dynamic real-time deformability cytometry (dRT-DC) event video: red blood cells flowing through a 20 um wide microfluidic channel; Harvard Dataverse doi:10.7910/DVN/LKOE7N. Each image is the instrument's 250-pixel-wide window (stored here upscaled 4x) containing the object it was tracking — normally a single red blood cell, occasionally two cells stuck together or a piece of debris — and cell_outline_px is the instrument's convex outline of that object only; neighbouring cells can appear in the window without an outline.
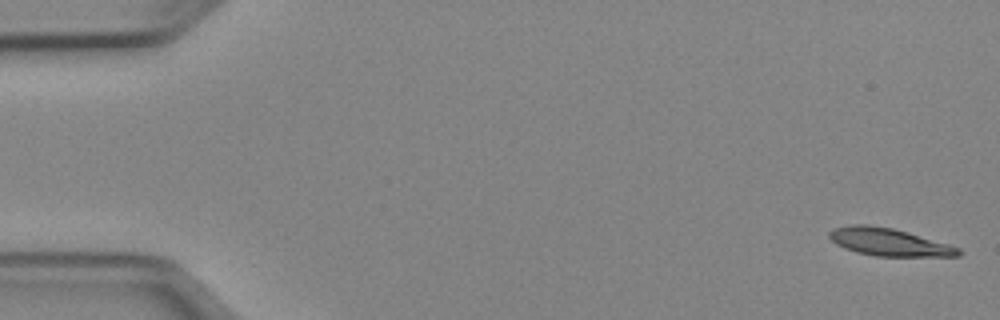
{"species": "Egyptian fruit bat (a non-hibernating species)", "species_latin": "Rousettus aegyptiacus", "temperature_condition": "cold", "stored_images_in_passage": 51, "camera_frame_rate_fps": 3000, "um_per_image_px": 0.085, "animal": {"sex": "female"}, "frame": {"image": 1, "passage_image": 1, "time_ms": 0.0, "image_size_px": [1000, 320], "cell_outline_px": [[960, 256], [876, 256], [856, 252], [844, 248], [836, 244], [828, 236], [828, 232], [832, 228], [852, 224], [868, 224], [892, 228], [908, 232], [948, 244], [960, 248]], "centroid_in_image_um": [75.51, 20.56], "position_along_channel_um": 9.5, "area_um2": 20.75}}
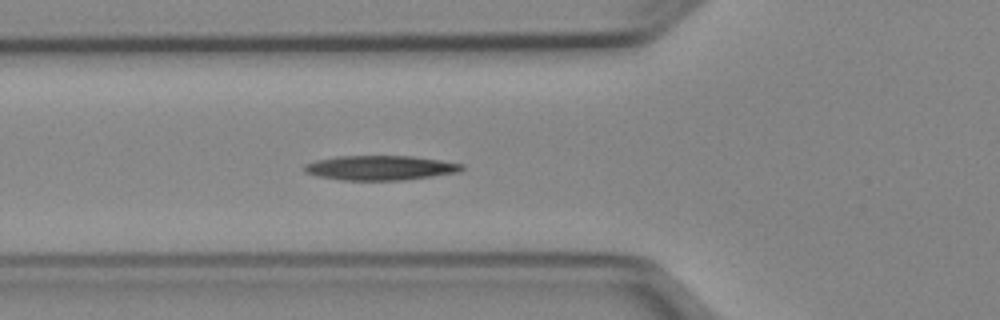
{"frame": {"image": 2, "passage_image": 18, "time_ms": 5.667, "image_size_px": [1000, 320], "cell_outline_px": [[464, 168], [460, 172], [404, 180], [344, 180], [316, 176], [304, 172], [304, 164], [316, 160], [336, 156], [412, 156], [440, 160], [464, 164]], "centroid_in_image_um": [32.31, 14.26], "position_along_channel_um": 93.5, "area_um2": 22.66}}
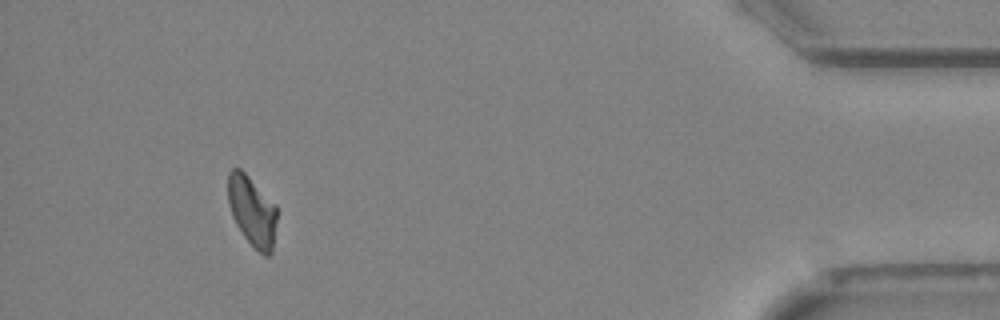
{"frame": {"image": 3, "passage_image": 47, "time_ms": 15.333, "image_size_px": [1000, 320], "cell_outline_px": [[276, 220], [272, 252], [268, 256], [264, 256], [244, 236], [236, 224], [232, 216], [228, 204], [228, 172], [232, 168], [240, 168], [276, 204]], "centroid_in_image_um": [21.42, 17.92], "position_along_channel_um": 413.8, "area_um2": 19.83}}